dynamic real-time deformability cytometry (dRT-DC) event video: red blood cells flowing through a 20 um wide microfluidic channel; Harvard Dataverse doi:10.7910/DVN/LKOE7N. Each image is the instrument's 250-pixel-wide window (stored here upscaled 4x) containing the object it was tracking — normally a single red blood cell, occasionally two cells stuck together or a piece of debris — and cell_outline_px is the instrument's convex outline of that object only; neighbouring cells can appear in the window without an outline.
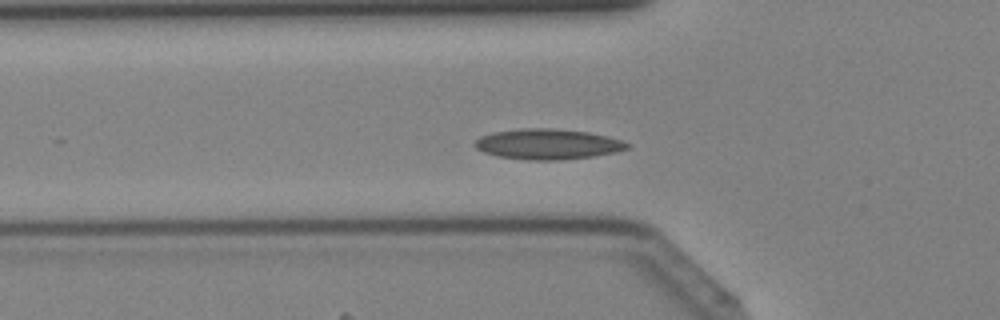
{"species": "Egyptian fruit bat (a non-hibernating species)", "species_latin": "Rousettus aegyptiacus", "temperature_condition": "cold", "stored_images_in_passage": 37, "camera_frame_rate_fps": 3000, "um_per_image_px": 0.085, "animal": {"sex": "female"}, "frame": {"image": 1, "passage_image": 9, "time_ms": 2.667, "image_size_px": [1000, 320], "cell_outline_px": [[632, 144], [628, 148], [616, 152], [592, 156], [560, 160], [528, 160], [496, 156], [484, 152], [476, 148], [472, 144], [480, 136], [492, 132], [520, 128], [548, 128], [588, 132], [608, 136]], "centroid_in_image_um": [46.53, 12.25], "position_along_channel_um": 79.3, "area_um2": 27.11}}
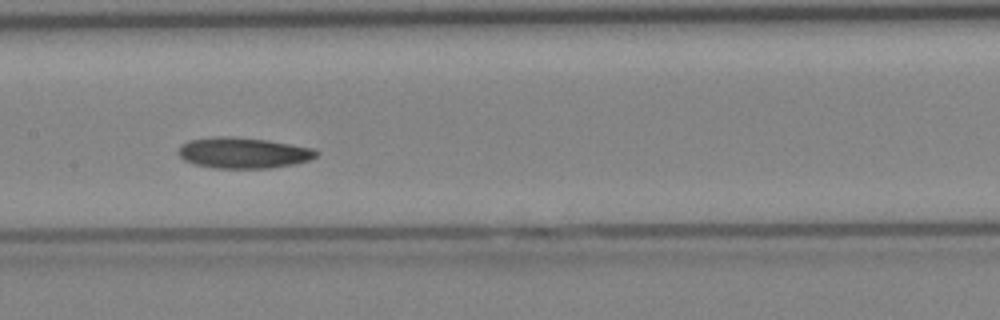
{"frame": {"image": 2, "passage_image": 16, "time_ms": 5.0, "image_size_px": [1000, 320], "cell_outline_px": [[320, 152], [316, 156], [308, 160], [296, 164], [268, 168], [216, 168], [196, 164], [184, 160], [180, 156], [180, 148], [188, 140], [216, 136], [228, 136], [268, 140], [316, 148]], "centroid_in_image_um": [20.75, 12.99], "position_along_channel_um": 186.7, "area_um2": 24.74}}
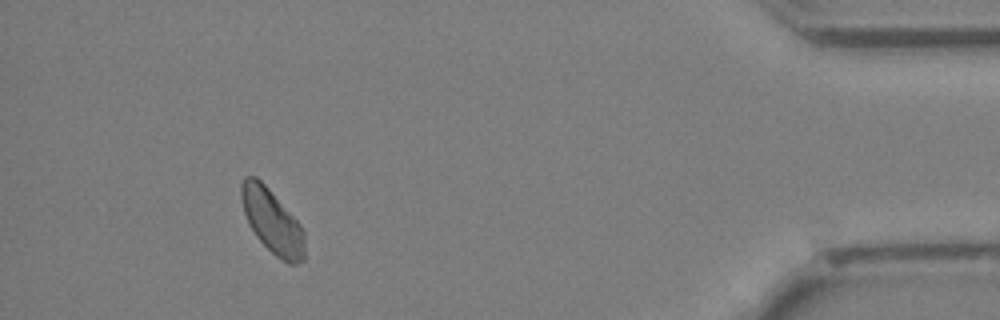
{"frame": {"image": 3, "passage_image": 34, "time_ms": 11.0, "image_size_px": [1000, 320], "cell_outline_px": [[304, 260], [296, 264], [288, 264], [276, 256], [256, 236], [248, 224], [244, 212], [240, 196], [240, 184], [244, 176], [256, 176], [268, 188], [300, 224], [304, 232]], "centroid_in_image_um": [23.11, 18.8], "position_along_channel_um": 412.1, "area_um2": 23.52}}